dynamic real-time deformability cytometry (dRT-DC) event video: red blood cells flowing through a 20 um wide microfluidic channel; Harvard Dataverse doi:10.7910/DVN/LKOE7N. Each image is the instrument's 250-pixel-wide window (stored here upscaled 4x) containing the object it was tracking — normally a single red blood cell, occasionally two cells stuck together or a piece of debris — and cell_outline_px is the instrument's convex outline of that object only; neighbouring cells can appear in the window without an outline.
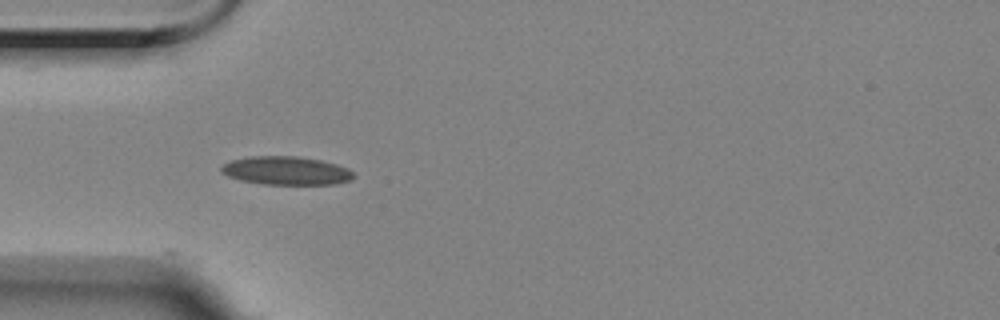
{"species": "Egyptian fruit bat (a non-hibernating species)", "species_latin": "Rousettus aegyptiacus", "temperature_condition": "room temperature", "stored_images_in_passage": 42, "camera_frame_rate_fps": 3000, "um_per_image_px": 0.085, "animal": {"sex": "female"}, "frame": {"image": 1, "passage_image": 1, "time_ms": 0.0, "image_size_px": [1000, 320], "cell_outline_px": [[356, 176], [352, 180], [336, 184], [264, 184], [240, 180], [228, 176], [220, 172], [220, 168], [224, 164], [232, 160], [248, 156], [296, 156], [320, 160], [336, 164], [348, 168]], "centroid_in_image_um": [24.34, 14.51], "position_along_channel_um": 60.7, "area_um2": 21.96}}
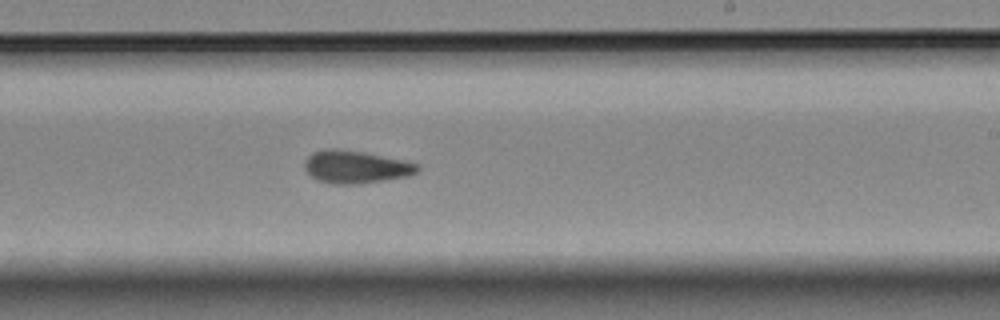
{"frame": {"image": 2, "passage_image": 18, "time_ms": 5.667, "image_size_px": [1000, 320], "cell_outline_px": [[420, 168], [416, 172], [408, 176], [360, 184], [328, 184], [316, 180], [304, 168], [304, 160], [312, 152], [332, 148], [360, 152], [400, 160], [416, 164]], "centroid_in_image_um": [30.16, 14.21], "position_along_channel_um": 258.8, "area_um2": 21.15}}
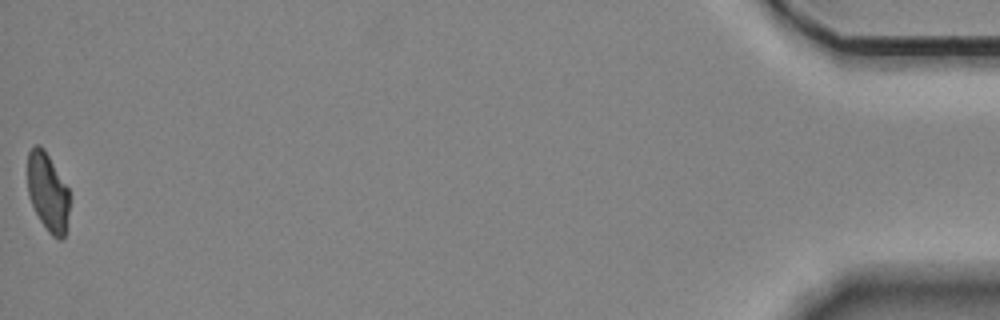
{"frame": {"image": 3, "passage_image": 41, "time_ms": 13.333, "image_size_px": [1000, 320], "cell_outline_px": [[68, 212], [64, 236], [60, 240], [52, 236], [48, 232], [40, 220], [28, 196], [28, 152], [36, 144], [40, 144], [44, 148], [68, 188]], "centroid_in_image_um": [4.04, 16.31], "position_along_channel_um": 431.2, "area_um2": 18.9}, "authors_computed_cell_mechanics": {"area_um2": 20.6635, "velocity_mm_per_s": 3.518, "shape_relaxation_time_tau1_ms": 4.6129, "shape_relaxation_time_tau2_ms": 1.9143, "deformation_change_tau1": 0.1484, "deformation_change_tau2": 0.0882}}